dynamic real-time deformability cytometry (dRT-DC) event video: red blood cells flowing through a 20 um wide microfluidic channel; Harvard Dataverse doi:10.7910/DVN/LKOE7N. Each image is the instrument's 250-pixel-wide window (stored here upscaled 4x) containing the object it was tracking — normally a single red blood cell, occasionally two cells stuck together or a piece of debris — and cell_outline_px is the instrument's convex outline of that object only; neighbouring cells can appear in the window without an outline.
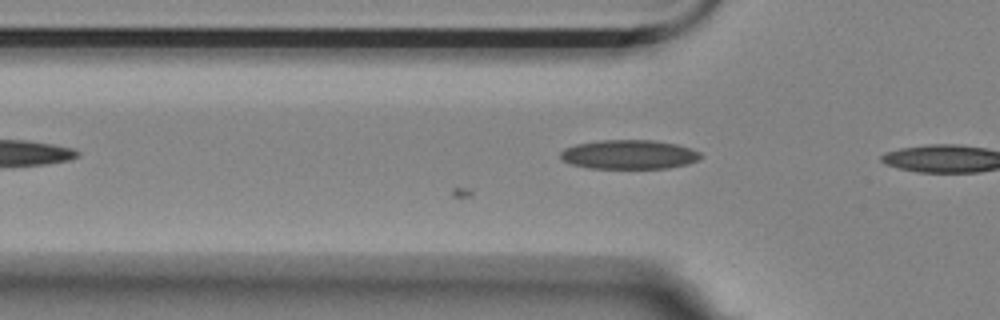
{"species": "Egyptian fruit bat (a non-hibernating species)", "species_latin": "Rousettus aegyptiacus", "temperature_condition": "room temperature", "stored_images_in_passage": 12, "camera_frame_rate_fps": 3000, "um_per_image_px": 0.085, "animal": {"sex": "female"}, "frame": {"image": 1, "passage_image": 12, "time_ms": 3.667, "image_size_px": [1000, 320], "cell_outline_px": [[704, 156], [700, 160], [688, 164], [668, 168], [588, 168], [568, 164], [560, 160], [560, 152], [564, 148], [576, 144], [600, 140], [652, 140], [676, 144], [700, 152]], "centroid_in_image_um": [53.44, 13.14], "position_along_channel_um": 72.4, "area_um2": 24.1}}